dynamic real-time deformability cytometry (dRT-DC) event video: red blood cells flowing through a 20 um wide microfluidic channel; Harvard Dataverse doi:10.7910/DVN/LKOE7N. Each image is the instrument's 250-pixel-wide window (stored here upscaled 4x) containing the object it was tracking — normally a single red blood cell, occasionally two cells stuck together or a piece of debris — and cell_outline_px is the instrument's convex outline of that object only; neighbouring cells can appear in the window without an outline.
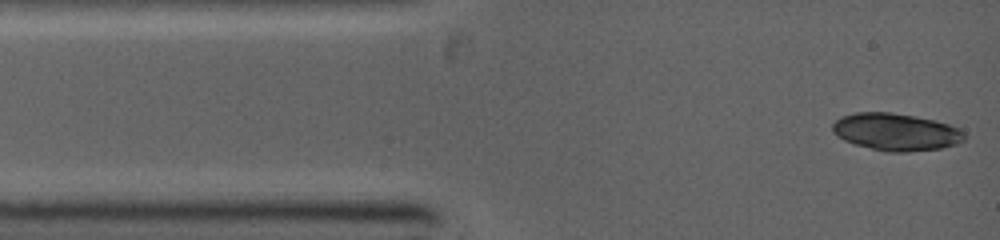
{"species": "common noctule bat (a hibernating species)", "species_latin": "Nyctalus noctula", "temperature_condition": "warm", "stored_images_in_passage": 11, "camera_frame_rate_fps": 5000, "um_per_image_px": 0.085, "animal": {"sex": "female", "body_mass_g": 19.0, "forearm_length_mm": 53.3}, "frame": {"image": 1, "passage_image": 1, "time_ms": 0.0, "image_size_px": [1000, 240], "cell_outline_px": [[964, 140], [956, 144], [940, 148], [908, 152], [888, 152], [856, 144], [844, 140], [836, 136], [832, 132], [832, 124], [836, 120], [844, 116], [856, 112], [888, 112], [912, 116], [932, 120], [948, 124], [960, 128], [964, 132]], "centroid_in_image_um": [76.15, 11.22], "position_along_channel_um": 8.9, "area_um2": 28.38}}